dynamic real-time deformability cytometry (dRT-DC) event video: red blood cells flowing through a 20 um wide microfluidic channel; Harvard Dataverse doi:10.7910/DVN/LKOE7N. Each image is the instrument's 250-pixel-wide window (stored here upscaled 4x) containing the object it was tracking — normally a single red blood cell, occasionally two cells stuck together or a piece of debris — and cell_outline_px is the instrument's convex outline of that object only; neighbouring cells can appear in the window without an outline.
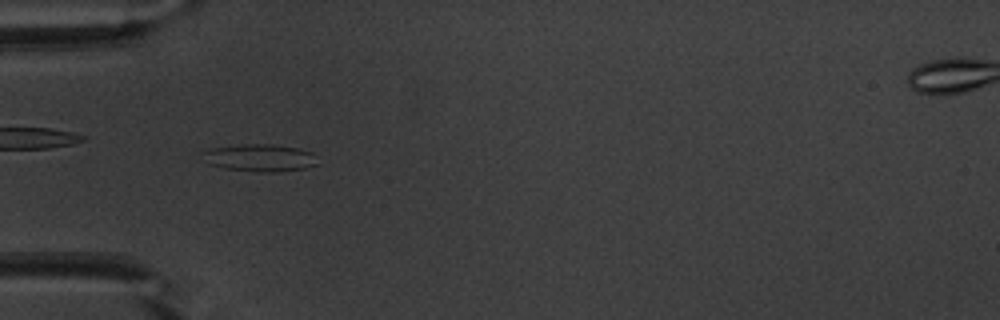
{"species": "common noctule bat (a hibernating species)", "species_latin": "Nyctalus noctula", "temperature_condition": "warm", "stored_images_in_passage": 22, "camera_frame_rate_fps": 3000, "um_per_image_px": 0.085, "animal": {"sex": "male", "body_mass_g": 20.1, "forearm_length_mm": 53.5}, "frame": {"image": 1, "passage_image": 17, "time_ms": 5.333, "image_size_px": [1000, 320], "cell_outline_px": [[320, 164], [304, 168], [276, 172], [260, 172], [224, 168], [208, 164], [200, 152], [208, 148], [240, 144], [272, 144], [300, 148], [312, 152]], "centroid_in_image_um": [22.08, 13.4], "position_along_channel_um": 62.9, "area_um2": 18.61}}